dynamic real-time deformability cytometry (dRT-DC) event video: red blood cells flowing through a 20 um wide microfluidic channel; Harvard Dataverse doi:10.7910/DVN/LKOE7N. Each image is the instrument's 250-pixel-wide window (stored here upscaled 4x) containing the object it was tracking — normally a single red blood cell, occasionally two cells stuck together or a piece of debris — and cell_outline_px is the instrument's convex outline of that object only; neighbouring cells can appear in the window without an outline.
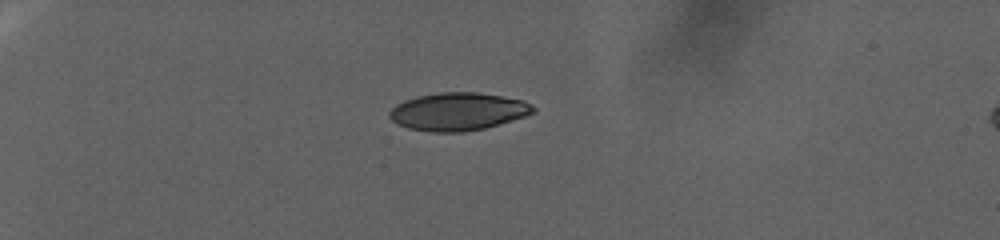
{"species": "human", "species_latin": "Homo sapiens", "temperature_condition": "warm", "stored_images_in_passage": 66, "camera_frame_rate_fps": 3000, "um_per_image_px": 0.085, "donor": {"sex": "female"}, "frame": {"image": 1, "passage_image": 1, "time_ms": 0.0, "image_size_px": [1000, 240], "cell_outline_px": [[536, 112], [524, 116], [484, 128], [460, 132], [432, 132], [408, 128], [396, 124], [388, 116], [388, 112], [396, 104], [404, 100], [416, 96], [440, 92], [476, 92], [504, 96], [524, 100], [532, 104], [536, 108]], "centroid_in_image_um": [38.91, 9.47], "position_along_channel_um": 46.1, "area_um2": 31.79}}
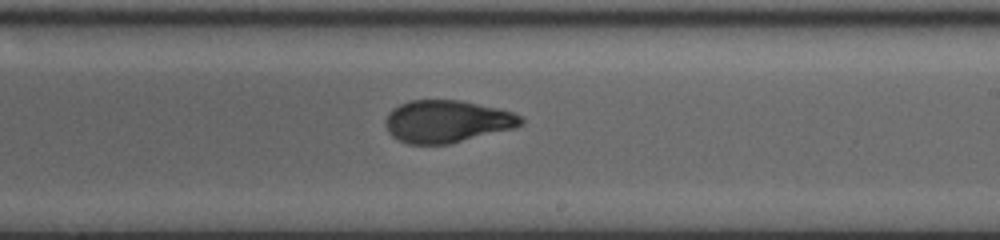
{"frame": {"image": 2, "passage_image": 35, "time_ms": 11.333, "image_size_px": [1000, 240], "cell_outline_px": [[524, 124], [516, 128], [448, 144], [408, 144], [392, 136], [388, 132], [384, 124], [384, 120], [388, 112], [392, 108], [400, 104], [412, 100], [460, 100], [496, 108], [512, 112], [520, 116], [524, 120]], "centroid_in_image_um": [37.97, 10.32], "position_along_channel_um": 251.0, "area_um2": 33.52}}
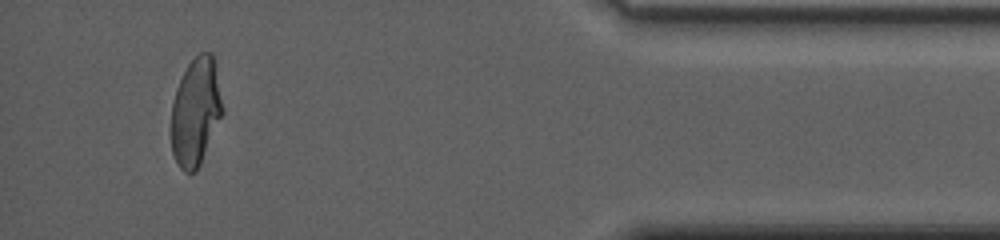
{"frame": {"image": 3, "passage_image": 61, "time_ms": 20.0, "image_size_px": [1000, 240], "cell_outline_px": [[224, 112], [200, 164], [196, 172], [184, 172], [180, 168], [172, 152], [172, 104], [176, 88], [188, 64], [200, 52], [212, 52], [224, 108]], "centroid_in_image_um": [16.65, 9.51], "position_along_channel_um": 418.6, "area_um2": 32.02}, "authors_computed_cell_mechanics": {"area_um2": 33.3506, "velocity_mm_per_s": 2.3874, "shape_relaxation_time_tau1_ms": null, "shape_relaxation_time_tau2_ms": 1.7822, "deformation_change_tau1": null, "deformation_change_tau2": 0.0696}}